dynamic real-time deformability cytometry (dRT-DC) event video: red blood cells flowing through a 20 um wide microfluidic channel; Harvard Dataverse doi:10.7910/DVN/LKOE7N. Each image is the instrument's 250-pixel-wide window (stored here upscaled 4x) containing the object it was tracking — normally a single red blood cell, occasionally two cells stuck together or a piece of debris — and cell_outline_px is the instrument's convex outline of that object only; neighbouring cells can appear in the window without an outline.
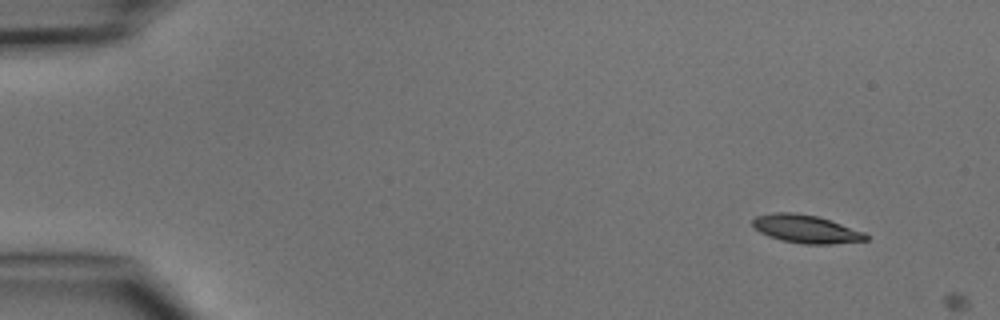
{"species": "common noctule bat (a hibernating species)", "species_latin": "Nyctalus noctula", "temperature_condition": "cold", "stored_images_in_passage": 2, "camera_frame_rate_fps": 3000, "um_per_image_px": 0.085, "animal": {"sex": "male", "body_mass_g": 15.6}, "frame": {"image": 1, "passage_image": 1, "time_ms": 0.0, "image_size_px": [1000, 320], "cell_outline_px": [[868, 240], [832, 244], [804, 244], [780, 240], [768, 236], [760, 232], [752, 224], [752, 220], [756, 216], [772, 212], [792, 212], [816, 216], [864, 232], [868, 236]], "centroid_in_image_um": [68.47, 19.47], "position_along_channel_um": 16.5, "area_um2": 18.38}}